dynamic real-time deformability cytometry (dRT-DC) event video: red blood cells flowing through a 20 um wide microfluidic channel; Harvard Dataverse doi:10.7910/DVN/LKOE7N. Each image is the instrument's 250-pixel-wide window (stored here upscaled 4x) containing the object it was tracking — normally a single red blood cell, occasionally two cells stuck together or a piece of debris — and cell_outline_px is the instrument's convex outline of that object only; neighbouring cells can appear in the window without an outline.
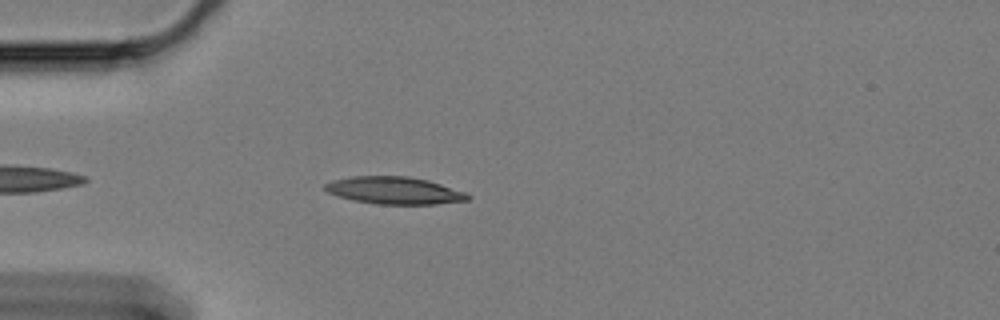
{"species": "Egyptian fruit bat (a non-hibernating species)", "species_latin": "Rousettus aegyptiacus", "temperature_condition": "cold", "stored_images_in_passage": 32, "camera_frame_rate_fps": 3000, "um_per_image_px": 0.085, "animal": {"sex": "female"}, "frame": {"image": 1, "passage_image": 5, "time_ms": 1.333, "image_size_px": [1000, 320], "cell_outline_px": [[472, 196], [468, 200], [436, 204], [376, 204], [352, 200], [328, 192], [324, 188], [324, 184], [332, 180], [352, 176], [408, 176], [428, 180], [464, 192]], "centroid_in_image_um": [33.5, 16.19], "position_along_channel_um": 51.5, "area_um2": 22.6}}
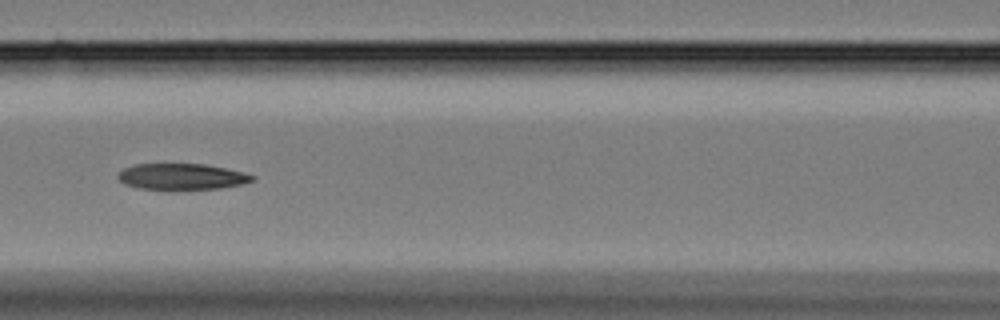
{"frame": {"image": 2, "passage_image": 15, "time_ms": 4.667, "image_size_px": [1000, 320], "cell_outline_px": [[256, 180], [240, 184], [220, 188], [168, 192], [140, 188], [124, 184], [116, 176], [124, 168], [136, 164], [204, 164], [244, 172], [256, 176]], "centroid_in_image_um": [15.44, 15.05], "position_along_channel_um": 151.2, "area_um2": 21.1}}
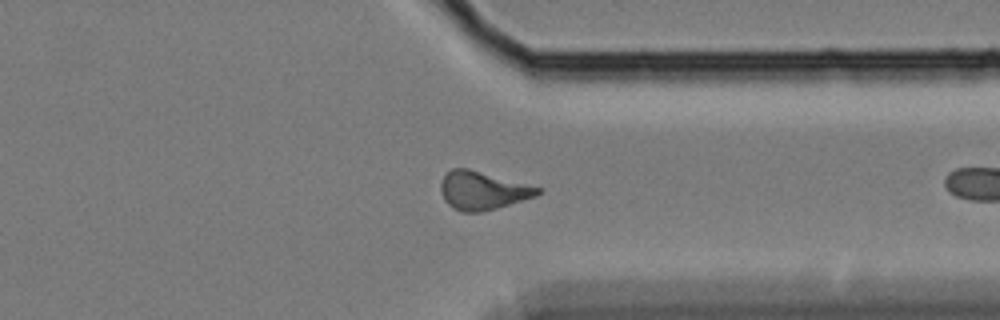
{"frame": {"image": 3, "passage_image": 31, "time_ms": 10.0, "image_size_px": [1000, 320], "cell_outline_px": [[544, 188], [536, 196], [496, 208], [480, 212], [464, 212], [452, 208], [444, 200], [440, 188], [440, 184], [444, 176], [452, 168], [468, 168]], "centroid_in_image_um": [41.02, 16.19], "position_along_channel_um": 370.4, "area_um2": 21.56}}